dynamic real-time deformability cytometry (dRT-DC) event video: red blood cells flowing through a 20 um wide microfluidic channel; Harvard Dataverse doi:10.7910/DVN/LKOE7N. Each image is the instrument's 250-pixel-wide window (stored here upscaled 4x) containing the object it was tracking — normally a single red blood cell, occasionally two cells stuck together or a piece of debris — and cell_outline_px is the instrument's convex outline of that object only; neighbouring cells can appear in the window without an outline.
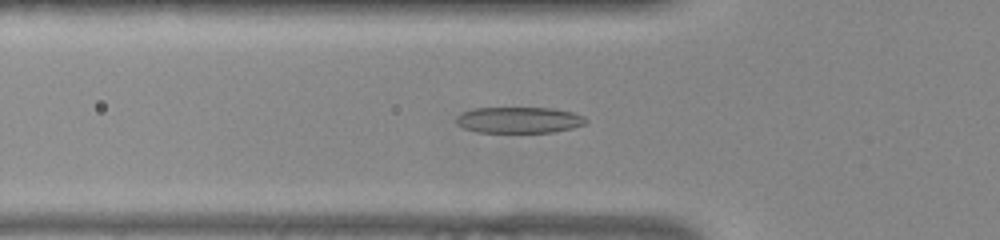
{"species": "common noctule bat (a hibernating species)", "species_latin": "Nyctalus noctula", "temperature_condition": "warm", "stored_images_in_passage": 52, "camera_frame_rate_fps": 3000, "um_per_image_px": 0.085, "animal": {"sex": "female", "body_mass_g": 22.0, "forearm_length_mm": 56.7}, "frame": {"image": 1, "passage_image": 17, "time_ms": 5.333, "image_size_px": [1000, 240], "cell_outline_px": [[588, 120], [584, 124], [572, 128], [552, 132], [476, 132], [464, 128], [456, 124], [456, 116], [464, 112], [476, 108], [552, 108], [572, 112], [584, 116]], "centroid_in_image_um": [44.11, 10.2], "position_along_channel_um": 81.7, "area_um2": 19.65}}
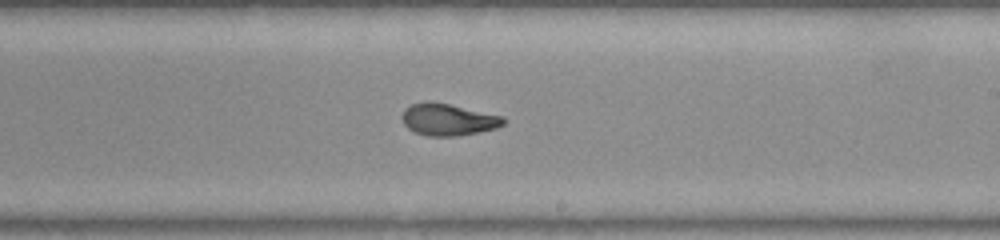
{"frame": {"image": 2, "passage_image": 30, "time_ms": 9.667, "image_size_px": [1000, 240], "cell_outline_px": [[504, 124], [496, 128], [456, 136], [428, 136], [416, 132], [408, 128], [404, 124], [400, 116], [404, 108], [412, 104], [428, 100], [448, 104], [504, 116]], "centroid_in_image_um": [38.04, 10.15], "position_along_channel_um": 251.0, "area_um2": 18.79}}
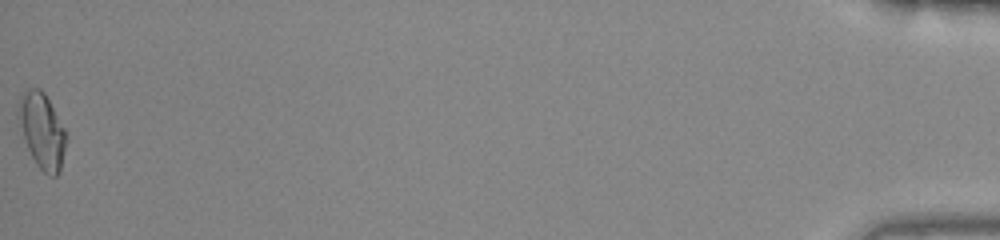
{"frame": {"image": 3, "passage_image": 52, "time_ms": 17.0, "image_size_px": [1000, 240], "cell_outline_px": [[68, 140], [60, 172], [56, 176], [48, 176], [36, 164], [28, 148], [16, 116], [16, 112], [20, 100], [24, 92], [28, 88], [40, 88], [44, 92], [64, 128]], "centroid_in_image_um": [3.59, 11.13], "position_along_channel_um": 431.6, "area_um2": 20.98}, "authors_computed_cell_mechanics": {"area_um2": 19.0162, "velocity_mm_per_s": 3.9038, "shape_relaxation_time_tau1_ms": 5.0617, "shape_relaxation_time_tau2_ms": 1.1355, "deformation_change_tau1": 0.2216, "deformation_change_tau2": 0.0732}}